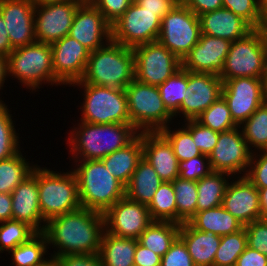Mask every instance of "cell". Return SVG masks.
<instances>
[{"label": "cell", "instance_id": "1", "mask_svg": "<svg viewBox=\"0 0 267 266\" xmlns=\"http://www.w3.org/2000/svg\"><path fill=\"white\" fill-rule=\"evenodd\" d=\"M104 232V215L83 207L50 219L44 229L53 258L98 253Z\"/></svg>", "mask_w": 267, "mask_h": 266}, {"label": "cell", "instance_id": "2", "mask_svg": "<svg viewBox=\"0 0 267 266\" xmlns=\"http://www.w3.org/2000/svg\"><path fill=\"white\" fill-rule=\"evenodd\" d=\"M65 139L70 161L101 160L124 148L139 132L131 124H91L77 120Z\"/></svg>", "mask_w": 267, "mask_h": 266}, {"label": "cell", "instance_id": "3", "mask_svg": "<svg viewBox=\"0 0 267 266\" xmlns=\"http://www.w3.org/2000/svg\"><path fill=\"white\" fill-rule=\"evenodd\" d=\"M135 79V56L132 48L110 40L90 52L81 80L86 84L125 89Z\"/></svg>", "mask_w": 267, "mask_h": 266}, {"label": "cell", "instance_id": "4", "mask_svg": "<svg viewBox=\"0 0 267 266\" xmlns=\"http://www.w3.org/2000/svg\"><path fill=\"white\" fill-rule=\"evenodd\" d=\"M81 207L104 214L125 196V185L106 169L101 160L72 161Z\"/></svg>", "mask_w": 267, "mask_h": 266}, {"label": "cell", "instance_id": "5", "mask_svg": "<svg viewBox=\"0 0 267 266\" xmlns=\"http://www.w3.org/2000/svg\"><path fill=\"white\" fill-rule=\"evenodd\" d=\"M9 79L21 84L34 94L42 85L63 87L65 85L53 71L52 49L50 44L35 42L13 49L8 56ZM37 89V90H36Z\"/></svg>", "mask_w": 267, "mask_h": 266}, {"label": "cell", "instance_id": "6", "mask_svg": "<svg viewBox=\"0 0 267 266\" xmlns=\"http://www.w3.org/2000/svg\"><path fill=\"white\" fill-rule=\"evenodd\" d=\"M38 164L39 207L44 221L81 208L78 183L71 168L54 171Z\"/></svg>", "mask_w": 267, "mask_h": 266}, {"label": "cell", "instance_id": "7", "mask_svg": "<svg viewBox=\"0 0 267 266\" xmlns=\"http://www.w3.org/2000/svg\"><path fill=\"white\" fill-rule=\"evenodd\" d=\"M68 87H73L82 93L80 95L83 101L77 108L78 112H81V117L77 120L91 124H130L125 89L108 88L84 82H74Z\"/></svg>", "mask_w": 267, "mask_h": 266}, {"label": "cell", "instance_id": "8", "mask_svg": "<svg viewBox=\"0 0 267 266\" xmlns=\"http://www.w3.org/2000/svg\"><path fill=\"white\" fill-rule=\"evenodd\" d=\"M130 124L140 132H158L176 123L164 106L158 86L147 85L134 79L125 88ZM175 120V121H174Z\"/></svg>", "mask_w": 267, "mask_h": 266}, {"label": "cell", "instance_id": "9", "mask_svg": "<svg viewBox=\"0 0 267 266\" xmlns=\"http://www.w3.org/2000/svg\"><path fill=\"white\" fill-rule=\"evenodd\" d=\"M267 32L253 29L245 37L231 42L221 79L255 77L266 79Z\"/></svg>", "mask_w": 267, "mask_h": 266}, {"label": "cell", "instance_id": "10", "mask_svg": "<svg viewBox=\"0 0 267 266\" xmlns=\"http://www.w3.org/2000/svg\"><path fill=\"white\" fill-rule=\"evenodd\" d=\"M200 35L199 17L180 1L161 19L157 41L182 60L198 43Z\"/></svg>", "mask_w": 267, "mask_h": 266}, {"label": "cell", "instance_id": "11", "mask_svg": "<svg viewBox=\"0 0 267 266\" xmlns=\"http://www.w3.org/2000/svg\"><path fill=\"white\" fill-rule=\"evenodd\" d=\"M161 27L157 12L140 7L134 0L123 15L111 25V40L128 48L156 42Z\"/></svg>", "mask_w": 267, "mask_h": 266}, {"label": "cell", "instance_id": "12", "mask_svg": "<svg viewBox=\"0 0 267 266\" xmlns=\"http://www.w3.org/2000/svg\"><path fill=\"white\" fill-rule=\"evenodd\" d=\"M135 79L159 86L181 68V60L158 41L133 48Z\"/></svg>", "mask_w": 267, "mask_h": 266}, {"label": "cell", "instance_id": "13", "mask_svg": "<svg viewBox=\"0 0 267 266\" xmlns=\"http://www.w3.org/2000/svg\"><path fill=\"white\" fill-rule=\"evenodd\" d=\"M222 80V96L232 119L240 126L266 101L265 79L240 77Z\"/></svg>", "mask_w": 267, "mask_h": 266}, {"label": "cell", "instance_id": "14", "mask_svg": "<svg viewBox=\"0 0 267 266\" xmlns=\"http://www.w3.org/2000/svg\"><path fill=\"white\" fill-rule=\"evenodd\" d=\"M252 154L238 126L219 133L218 142L208 157L212 171L235 177L246 175Z\"/></svg>", "mask_w": 267, "mask_h": 266}, {"label": "cell", "instance_id": "15", "mask_svg": "<svg viewBox=\"0 0 267 266\" xmlns=\"http://www.w3.org/2000/svg\"><path fill=\"white\" fill-rule=\"evenodd\" d=\"M85 0H69L35 6L34 28L37 42L52 44L69 35L78 7Z\"/></svg>", "mask_w": 267, "mask_h": 266}, {"label": "cell", "instance_id": "16", "mask_svg": "<svg viewBox=\"0 0 267 266\" xmlns=\"http://www.w3.org/2000/svg\"><path fill=\"white\" fill-rule=\"evenodd\" d=\"M103 215L105 231L117 237L138 239L153 222L147 205L127 196L115 202Z\"/></svg>", "mask_w": 267, "mask_h": 266}, {"label": "cell", "instance_id": "17", "mask_svg": "<svg viewBox=\"0 0 267 266\" xmlns=\"http://www.w3.org/2000/svg\"><path fill=\"white\" fill-rule=\"evenodd\" d=\"M69 36L92 52L111 40V25L89 0H85L75 12Z\"/></svg>", "mask_w": 267, "mask_h": 266}, {"label": "cell", "instance_id": "18", "mask_svg": "<svg viewBox=\"0 0 267 266\" xmlns=\"http://www.w3.org/2000/svg\"><path fill=\"white\" fill-rule=\"evenodd\" d=\"M223 80L218 75L188 71V94L180 105V120L197 119L222 96Z\"/></svg>", "mask_w": 267, "mask_h": 266}, {"label": "cell", "instance_id": "19", "mask_svg": "<svg viewBox=\"0 0 267 266\" xmlns=\"http://www.w3.org/2000/svg\"><path fill=\"white\" fill-rule=\"evenodd\" d=\"M55 76L68 87L81 80L90 51L69 35L50 44Z\"/></svg>", "mask_w": 267, "mask_h": 266}, {"label": "cell", "instance_id": "20", "mask_svg": "<svg viewBox=\"0 0 267 266\" xmlns=\"http://www.w3.org/2000/svg\"><path fill=\"white\" fill-rule=\"evenodd\" d=\"M230 46L231 41L201 34L198 43L181 60V67L191 72L219 76Z\"/></svg>", "mask_w": 267, "mask_h": 266}, {"label": "cell", "instance_id": "21", "mask_svg": "<svg viewBox=\"0 0 267 266\" xmlns=\"http://www.w3.org/2000/svg\"><path fill=\"white\" fill-rule=\"evenodd\" d=\"M0 14L13 49L36 42L35 6L30 0H0Z\"/></svg>", "mask_w": 267, "mask_h": 266}, {"label": "cell", "instance_id": "22", "mask_svg": "<svg viewBox=\"0 0 267 266\" xmlns=\"http://www.w3.org/2000/svg\"><path fill=\"white\" fill-rule=\"evenodd\" d=\"M222 206L231 213L243 226L261 219L259 191L246 176L232 177Z\"/></svg>", "mask_w": 267, "mask_h": 266}, {"label": "cell", "instance_id": "23", "mask_svg": "<svg viewBox=\"0 0 267 266\" xmlns=\"http://www.w3.org/2000/svg\"><path fill=\"white\" fill-rule=\"evenodd\" d=\"M37 165L12 192V219L26 223L36 232H44V221L39 207Z\"/></svg>", "mask_w": 267, "mask_h": 266}, {"label": "cell", "instance_id": "24", "mask_svg": "<svg viewBox=\"0 0 267 266\" xmlns=\"http://www.w3.org/2000/svg\"><path fill=\"white\" fill-rule=\"evenodd\" d=\"M143 158L149 162L163 182L179 176V161L170 142L158 132H142Z\"/></svg>", "mask_w": 267, "mask_h": 266}, {"label": "cell", "instance_id": "25", "mask_svg": "<svg viewBox=\"0 0 267 266\" xmlns=\"http://www.w3.org/2000/svg\"><path fill=\"white\" fill-rule=\"evenodd\" d=\"M198 17L201 34L220 37L231 42L245 37L253 30L245 20L223 7Z\"/></svg>", "mask_w": 267, "mask_h": 266}, {"label": "cell", "instance_id": "26", "mask_svg": "<svg viewBox=\"0 0 267 266\" xmlns=\"http://www.w3.org/2000/svg\"><path fill=\"white\" fill-rule=\"evenodd\" d=\"M179 238L186 245L195 266H214L221 236L211 231H199L189 222H184L180 225Z\"/></svg>", "mask_w": 267, "mask_h": 266}, {"label": "cell", "instance_id": "27", "mask_svg": "<svg viewBox=\"0 0 267 266\" xmlns=\"http://www.w3.org/2000/svg\"><path fill=\"white\" fill-rule=\"evenodd\" d=\"M143 158L142 132L124 148L110 153L101 161L106 169L125 186L129 183L139 161Z\"/></svg>", "mask_w": 267, "mask_h": 266}, {"label": "cell", "instance_id": "28", "mask_svg": "<svg viewBox=\"0 0 267 266\" xmlns=\"http://www.w3.org/2000/svg\"><path fill=\"white\" fill-rule=\"evenodd\" d=\"M162 182L152 165L142 158L125 186V196L148 205Z\"/></svg>", "mask_w": 267, "mask_h": 266}, {"label": "cell", "instance_id": "29", "mask_svg": "<svg viewBox=\"0 0 267 266\" xmlns=\"http://www.w3.org/2000/svg\"><path fill=\"white\" fill-rule=\"evenodd\" d=\"M138 239L103 233L98 255L104 266H134Z\"/></svg>", "mask_w": 267, "mask_h": 266}, {"label": "cell", "instance_id": "30", "mask_svg": "<svg viewBox=\"0 0 267 266\" xmlns=\"http://www.w3.org/2000/svg\"><path fill=\"white\" fill-rule=\"evenodd\" d=\"M188 222L199 231H211L219 236L233 234L244 228L240 221L226 211L222 205L196 212Z\"/></svg>", "mask_w": 267, "mask_h": 266}, {"label": "cell", "instance_id": "31", "mask_svg": "<svg viewBox=\"0 0 267 266\" xmlns=\"http://www.w3.org/2000/svg\"><path fill=\"white\" fill-rule=\"evenodd\" d=\"M232 177L225 172L212 171L207 176L198 180L196 212L221 206Z\"/></svg>", "mask_w": 267, "mask_h": 266}, {"label": "cell", "instance_id": "32", "mask_svg": "<svg viewBox=\"0 0 267 266\" xmlns=\"http://www.w3.org/2000/svg\"><path fill=\"white\" fill-rule=\"evenodd\" d=\"M24 148L12 157L0 161V193H11L29 176L39 159L33 162L25 155Z\"/></svg>", "mask_w": 267, "mask_h": 266}, {"label": "cell", "instance_id": "33", "mask_svg": "<svg viewBox=\"0 0 267 266\" xmlns=\"http://www.w3.org/2000/svg\"><path fill=\"white\" fill-rule=\"evenodd\" d=\"M180 224L169 221H153L139 236L138 242L163 256L179 237Z\"/></svg>", "mask_w": 267, "mask_h": 266}, {"label": "cell", "instance_id": "34", "mask_svg": "<svg viewBox=\"0 0 267 266\" xmlns=\"http://www.w3.org/2000/svg\"><path fill=\"white\" fill-rule=\"evenodd\" d=\"M7 254L11 257L9 266L41 265L50 257L47 237L44 232H37L28 241L18 245Z\"/></svg>", "mask_w": 267, "mask_h": 266}, {"label": "cell", "instance_id": "35", "mask_svg": "<svg viewBox=\"0 0 267 266\" xmlns=\"http://www.w3.org/2000/svg\"><path fill=\"white\" fill-rule=\"evenodd\" d=\"M159 93L167 110L177 118H180V105L188 94V71L182 67L178 69L164 83L158 86Z\"/></svg>", "mask_w": 267, "mask_h": 266}, {"label": "cell", "instance_id": "36", "mask_svg": "<svg viewBox=\"0 0 267 266\" xmlns=\"http://www.w3.org/2000/svg\"><path fill=\"white\" fill-rule=\"evenodd\" d=\"M8 106L6 100L0 101V161L12 157L24 147L20 146L23 141L19 140L22 136L16 127L18 119H13L12 110L9 109L11 106Z\"/></svg>", "mask_w": 267, "mask_h": 266}, {"label": "cell", "instance_id": "37", "mask_svg": "<svg viewBox=\"0 0 267 266\" xmlns=\"http://www.w3.org/2000/svg\"><path fill=\"white\" fill-rule=\"evenodd\" d=\"M239 127L253 153L267 150V102L260 105Z\"/></svg>", "mask_w": 267, "mask_h": 266}, {"label": "cell", "instance_id": "38", "mask_svg": "<svg viewBox=\"0 0 267 266\" xmlns=\"http://www.w3.org/2000/svg\"><path fill=\"white\" fill-rule=\"evenodd\" d=\"M147 207L153 221L177 223V206L172 182H162Z\"/></svg>", "mask_w": 267, "mask_h": 266}, {"label": "cell", "instance_id": "39", "mask_svg": "<svg viewBox=\"0 0 267 266\" xmlns=\"http://www.w3.org/2000/svg\"><path fill=\"white\" fill-rule=\"evenodd\" d=\"M176 206H177V223L188 222L196 214L197 206V181L176 178L172 181Z\"/></svg>", "mask_w": 267, "mask_h": 266}, {"label": "cell", "instance_id": "40", "mask_svg": "<svg viewBox=\"0 0 267 266\" xmlns=\"http://www.w3.org/2000/svg\"><path fill=\"white\" fill-rule=\"evenodd\" d=\"M159 132L170 142L178 161H186L202 154L197 149L191 133L180 122L170 124Z\"/></svg>", "mask_w": 267, "mask_h": 266}, {"label": "cell", "instance_id": "41", "mask_svg": "<svg viewBox=\"0 0 267 266\" xmlns=\"http://www.w3.org/2000/svg\"><path fill=\"white\" fill-rule=\"evenodd\" d=\"M196 120L218 133L238 127L231 117L228 104L223 96L203 111Z\"/></svg>", "mask_w": 267, "mask_h": 266}, {"label": "cell", "instance_id": "42", "mask_svg": "<svg viewBox=\"0 0 267 266\" xmlns=\"http://www.w3.org/2000/svg\"><path fill=\"white\" fill-rule=\"evenodd\" d=\"M37 232L26 223L18 220L0 222V255L13 250L18 245L28 241Z\"/></svg>", "mask_w": 267, "mask_h": 266}, {"label": "cell", "instance_id": "43", "mask_svg": "<svg viewBox=\"0 0 267 266\" xmlns=\"http://www.w3.org/2000/svg\"><path fill=\"white\" fill-rule=\"evenodd\" d=\"M247 246L245 227L236 233L221 236L214 259V266L236 264L238 257Z\"/></svg>", "mask_w": 267, "mask_h": 266}, {"label": "cell", "instance_id": "44", "mask_svg": "<svg viewBox=\"0 0 267 266\" xmlns=\"http://www.w3.org/2000/svg\"><path fill=\"white\" fill-rule=\"evenodd\" d=\"M190 133L197 149L205 155H210L218 142L219 133L203 126L196 119L180 122Z\"/></svg>", "mask_w": 267, "mask_h": 266}, {"label": "cell", "instance_id": "45", "mask_svg": "<svg viewBox=\"0 0 267 266\" xmlns=\"http://www.w3.org/2000/svg\"><path fill=\"white\" fill-rule=\"evenodd\" d=\"M222 4L223 8L241 17L253 29H258L259 0H222Z\"/></svg>", "mask_w": 267, "mask_h": 266}, {"label": "cell", "instance_id": "46", "mask_svg": "<svg viewBox=\"0 0 267 266\" xmlns=\"http://www.w3.org/2000/svg\"><path fill=\"white\" fill-rule=\"evenodd\" d=\"M212 172L208 155L191 158L186 161H179V178L198 181Z\"/></svg>", "mask_w": 267, "mask_h": 266}, {"label": "cell", "instance_id": "47", "mask_svg": "<svg viewBox=\"0 0 267 266\" xmlns=\"http://www.w3.org/2000/svg\"><path fill=\"white\" fill-rule=\"evenodd\" d=\"M245 176L258 189L267 188V150L252 154Z\"/></svg>", "mask_w": 267, "mask_h": 266}, {"label": "cell", "instance_id": "48", "mask_svg": "<svg viewBox=\"0 0 267 266\" xmlns=\"http://www.w3.org/2000/svg\"><path fill=\"white\" fill-rule=\"evenodd\" d=\"M244 227L248 247L267 256V219L255 220Z\"/></svg>", "mask_w": 267, "mask_h": 266}, {"label": "cell", "instance_id": "49", "mask_svg": "<svg viewBox=\"0 0 267 266\" xmlns=\"http://www.w3.org/2000/svg\"><path fill=\"white\" fill-rule=\"evenodd\" d=\"M161 266H195L186 245L179 237L162 256Z\"/></svg>", "mask_w": 267, "mask_h": 266}, {"label": "cell", "instance_id": "50", "mask_svg": "<svg viewBox=\"0 0 267 266\" xmlns=\"http://www.w3.org/2000/svg\"><path fill=\"white\" fill-rule=\"evenodd\" d=\"M112 25L129 8L133 0H89Z\"/></svg>", "mask_w": 267, "mask_h": 266}, {"label": "cell", "instance_id": "51", "mask_svg": "<svg viewBox=\"0 0 267 266\" xmlns=\"http://www.w3.org/2000/svg\"><path fill=\"white\" fill-rule=\"evenodd\" d=\"M59 266H104L98 255L95 254H70L58 256Z\"/></svg>", "mask_w": 267, "mask_h": 266}, {"label": "cell", "instance_id": "52", "mask_svg": "<svg viewBox=\"0 0 267 266\" xmlns=\"http://www.w3.org/2000/svg\"><path fill=\"white\" fill-rule=\"evenodd\" d=\"M140 7L150 12H157V16L162 19L169 13L180 0H134Z\"/></svg>", "mask_w": 267, "mask_h": 266}, {"label": "cell", "instance_id": "53", "mask_svg": "<svg viewBox=\"0 0 267 266\" xmlns=\"http://www.w3.org/2000/svg\"><path fill=\"white\" fill-rule=\"evenodd\" d=\"M162 256L137 242L134 254V266H161Z\"/></svg>", "mask_w": 267, "mask_h": 266}, {"label": "cell", "instance_id": "54", "mask_svg": "<svg viewBox=\"0 0 267 266\" xmlns=\"http://www.w3.org/2000/svg\"><path fill=\"white\" fill-rule=\"evenodd\" d=\"M186 7L197 16L220 9L223 7L222 0H180Z\"/></svg>", "mask_w": 267, "mask_h": 266}, {"label": "cell", "instance_id": "55", "mask_svg": "<svg viewBox=\"0 0 267 266\" xmlns=\"http://www.w3.org/2000/svg\"><path fill=\"white\" fill-rule=\"evenodd\" d=\"M236 265L237 266H267V256L247 246L244 252L238 257Z\"/></svg>", "mask_w": 267, "mask_h": 266}, {"label": "cell", "instance_id": "56", "mask_svg": "<svg viewBox=\"0 0 267 266\" xmlns=\"http://www.w3.org/2000/svg\"><path fill=\"white\" fill-rule=\"evenodd\" d=\"M12 219L11 193H0V222Z\"/></svg>", "mask_w": 267, "mask_h": 266}, {"label": "cell", "instance_id": "57", "mask_svg": "<svg viewBox=\"0 0 267 266\" xmlns=\"http://www.w3.org/2000/svg\"><path fill=\"white\" fill-rule=\"evenodd\" d=\"M12 50L5 21L0 14V55L8 57Z\"/></svg>", "mask_w": 267, "mask_h": 266}, {"label": "cell", "instance_id": "58", "mask_svg": "<svg viewBox=\"0 0 267 266\" xmlns=\"http://www.w3.org/2000/svg\"><path fill=\"white\" fill-rule=\"evenodd\" d=\"M8 79H9L8 57L0 55V94H1L0 101H4V97L2 96L3 94L2 91L5 89V87H7L4 86V84L7 85V82L10 81Z\"/></svg>", "mask_w": 267, "mask_h": 266}, {"label": "cell", "instance_id": "59", "mask_svg": "<svg viewBox=\"0 0 267 266\" xmlns=\"http://www.w3.org/2000/svg\"><path fill=\"white\" fill-rule=\"evenodd\" d=\"M258 29L267 32V0H259Z\"/></svg>", "mask_w": 267, "mask_h": 266}, {"label": "cell", "instance_id": "60", "mask_svg": "<svg viewBox=\"0 0 267 266\" xmlns=\"http://www.w3.org/2000/svg\"><path fill=\"white\" fill-rule=\"evenodd\" d=\"M260 208H261V219H267V188L258 189Z\"/></svg>", "mask_w": 267, "mask_h": 266}, {"label": "cell", "instance_id": "61", "mask_svg": "<svg viewBox=\"0 0 267 266\" xmlns=\"http://www.w3.org/2000/svg\"><path fill=\"white\" fill-rule=\"evenodd\" d=\"M34 6H41L47 4H54V3H63L69 0H30Z\"/></svg>", "mask_w": 267, "mask_h": 266}, {"label": "cell", "instance_id": "62", "mask_svg": "<svg viewBox=\"0 0 267 266\" xmlns=\"http://www.w3.org/2000/svg\"><path fill=\"white\" fill-rule=\"evenodd\" d=\"M38 266H59V264L56 258L50 256L44 263Z\"/></svg>", "mask_w": 267, "mask_h": 266}, {"label": "cell", "instance_id": "63", "mask_svg": "<svg viewBox=\"0 0 267 266\" xmlns=\"http://www.w3.org/2000/svg\"><path fill=\"white\" fill-rule=\"evenodd\" d=\"M265 90H266V102H267V76H266V79H265Z\"/></svg>", "mask_w": 267, "mask_h": 266}, {"label": "cell", "instance_id": "64", "mask_svg": "<svg viewBox=\"0 0 267 266\" xmlns=\"http://www.w3.org/2000/svg\"><path fill=\"white\" fill-rule=\"evenodd\" d=\"M225 266H237L236 264H231V265H225Z\"/></svg>", "mask_w": 267, "mask_h": 266}]
</instances>
